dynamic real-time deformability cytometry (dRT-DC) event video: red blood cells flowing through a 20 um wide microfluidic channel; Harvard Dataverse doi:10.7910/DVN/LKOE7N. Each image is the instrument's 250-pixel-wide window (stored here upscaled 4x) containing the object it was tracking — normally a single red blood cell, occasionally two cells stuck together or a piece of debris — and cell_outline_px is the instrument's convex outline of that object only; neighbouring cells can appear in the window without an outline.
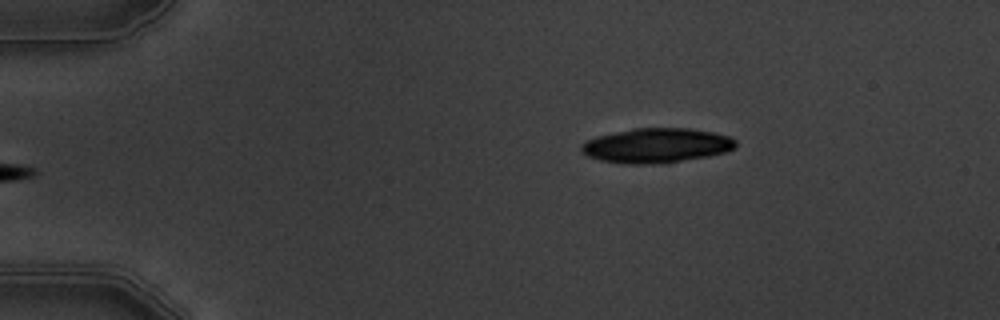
{"species": "common noctule bat (a hibernating species)", "species_latin": "Nyctalus noctula", "temperature_condition": "warm", "stored_images_in_passage": 5, "camera_frame_rate_fps": 3000, "um_per_image_px": 0.085, "animal": {"sex": "male", "body_mass_g": 19.5, "forearm_length_mm": 54.6}, "frame": {"image": 1, "passage_image": 5, "time_ms": 5.333, "image_size_px": [1000, 320], "cell_outline_px": [[736, 148], [724, 152], [708, 156], [660, 164], [628, 164], [600, 160], [588, 156], [580, 148], [580, 144], [584, 140], [596, 136], [636, 128], [692, 128], [712, 132], [728, 136], [736, 140]], "centroid_in_image_um": [55.79, 12.37], "position_along_channel_um": 29.2, "area_um2": 31.21}}